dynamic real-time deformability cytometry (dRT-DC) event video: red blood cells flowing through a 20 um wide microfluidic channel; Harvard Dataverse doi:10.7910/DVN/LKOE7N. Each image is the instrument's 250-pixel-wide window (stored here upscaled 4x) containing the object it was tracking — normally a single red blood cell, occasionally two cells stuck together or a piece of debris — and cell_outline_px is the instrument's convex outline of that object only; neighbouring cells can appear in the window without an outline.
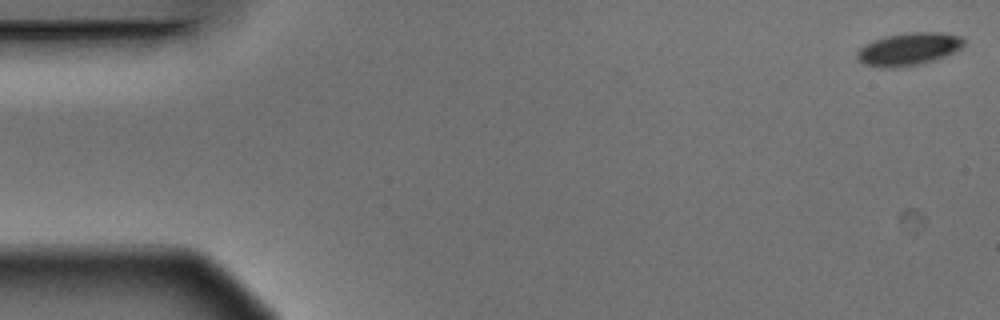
{"species": "Egyptian fruit bat (a non-hibernating species)", "species_latin": "Rousettus aegyptiacus", "temperature_condition": "warm", "stored_images_in_passage": 5, "camera_frame_rate_fps": 3000, "um_per_image_px": 0.085, "animal": {"sex": "male"}, "frame": {"image": 1, "passage_image": 1, "time_ms": 0.0, "image_size_px": [1000, 320], "cell_outline_px": [[964, 44], [956, 52], [932, 60], [916, 64], [896, 68], [880, 68], [864, 64], [856, 56], [856, 52], [864, 44], [888, 36], [912, 32], [940, 32], [960, 36], [964, 40]], "centroid_in_image_um": [77.23, 4.18], "position_along_channel_um": 7.8, "area_um2": 20.06}}
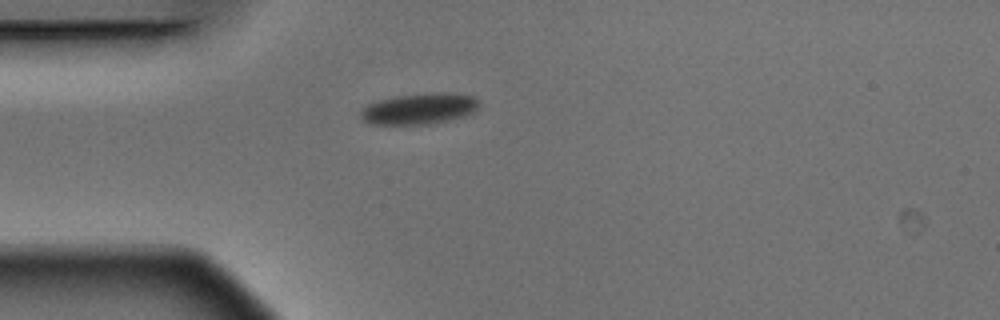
{"frame": {"image": 2, "passage_image": 5, "time_ms": 1.333, "image_size_px": [1000, 320], "cell_outline_px": [[480, 108], [476, 112], [464, 116], [428, 124], [372, 124], [364, 120], [360, 116], [360, 112], [368, 104], [380, 100], [396, 96], [428, 92], [448, 92], [472, 96], [480, 100]], "centroid_in_image_um": [35.71, 9.22], "position_along_channel_um": 49.3, "area_um2": 21.5}}